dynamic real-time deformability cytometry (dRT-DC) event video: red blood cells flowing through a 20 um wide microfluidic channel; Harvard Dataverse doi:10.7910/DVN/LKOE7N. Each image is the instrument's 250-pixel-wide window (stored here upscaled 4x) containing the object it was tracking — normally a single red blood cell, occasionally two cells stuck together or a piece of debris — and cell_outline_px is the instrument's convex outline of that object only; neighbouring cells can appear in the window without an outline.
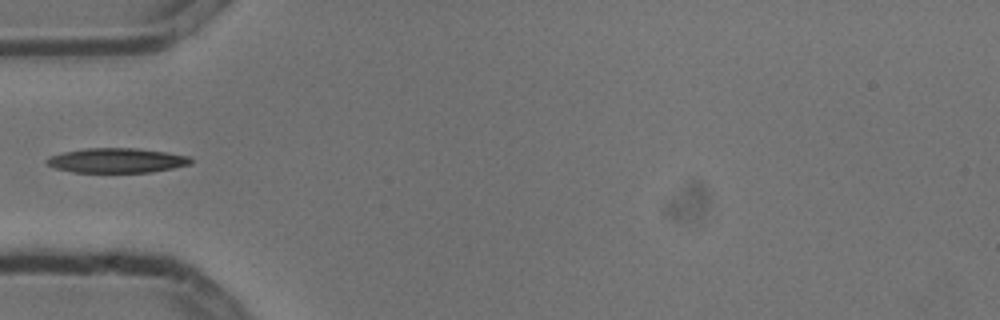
{"species": "common noctule bat (a hibernating species)", "species_latin": "Nyctalus noctula", "temperature_condition": "cold", "stored_images_in_passage": 4, "camera_frame_rate_fps": 3000, "um_per_image_px": 0.085, "animal": {"sex": "male", "body_mass_g": 13.3}, "frame": {"image": 1, "passage_image": 4, "time_ms": 1.0, "image_size_px": [1000, 320], "cell_outline_px": [[192, 164], [152, 172], [72, 172], [56, 168], [44, 164], [44, 160], [48, 156], [64, 152], [84, 148], [136, 148], [168, 152], [188, 156], [192, 160]], "centroid_in_image_um": [9.89, 13.63], "position_along_channel_um": 75.1, "area_um2": 20.87}}